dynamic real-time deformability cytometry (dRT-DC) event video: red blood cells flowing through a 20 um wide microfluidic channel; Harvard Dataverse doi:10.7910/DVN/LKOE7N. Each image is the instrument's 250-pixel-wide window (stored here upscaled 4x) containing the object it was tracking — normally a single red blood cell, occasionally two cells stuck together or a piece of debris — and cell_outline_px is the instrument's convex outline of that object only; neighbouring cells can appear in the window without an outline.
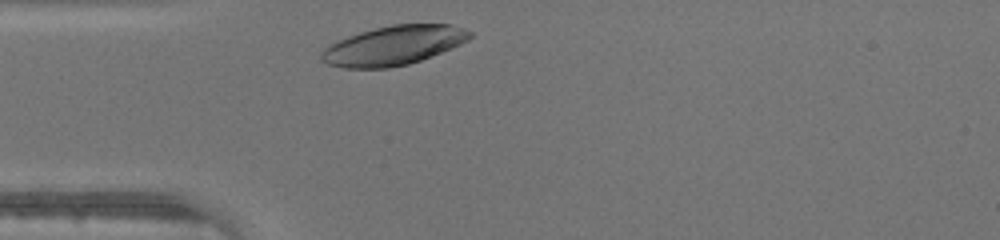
{"species": "human", "species_latin": "Homo sapiens", "temperature_condition": "warm", "stored_images_in_passage": 24, "camera_frame_rate_fps": 3000, "um_per_image_px": 0.085, "donor": {"sex": "male"}, "frame": {"image": 1, "passage_image": 1, "time_ms": 0.0, "image_size_px": [1000, 240], "cell_outline_px": [[472, 36], [468, 40], [460, 44], [420, 60], [408, 64], [388, 68], [344, 68], [328, 64], [320, 60], [320, 52], [324, 48], [336, 40], [360, 32], [392, 24], [452, 24], [464, 28], [472, 32]], "centroid_in_image_um": [33.42, 3.86], "position_along_channel_um": 51.6, "area_um2": 33.93}}
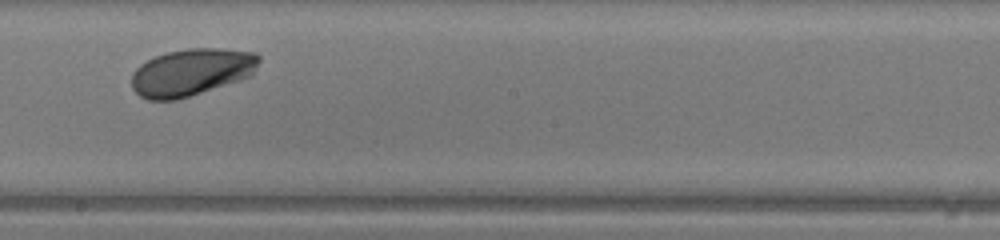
{"frame": {"image": 2, "passage_image": 14, "time_ms": 4.333, "image_size_px": [1000, 240], "cell_outline_px": [[260, 60], [252, 76], [240, 80], [176, 100], [148, 100], [140, 96], [132, 88], [132, 72], [140, 64], [156, 56], [168, 52], [188, 48], [220, 48], [256, 52], [260, 56]], "centroid_in_image_um": [16.29, 6.13], "position_along_channel_um": 231.9, "area_um2": 35.08}}
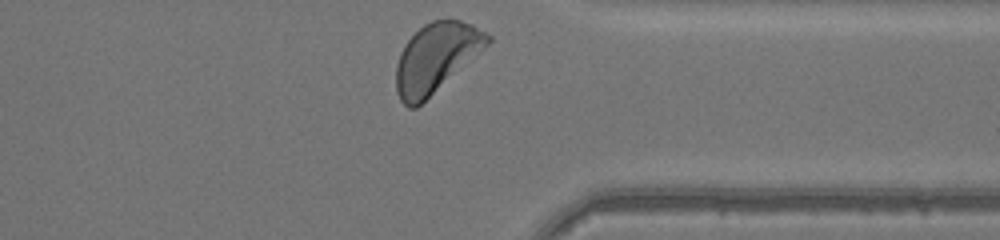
{"frame": {"image": 3, "passage_image": 24, "time_ms": 7.667, "image_size_px": [1000, 240], "cell_outline_px": [[492, 40], [488, 44], [416, 108], [408, 108], [400, 100], [396, 92], [396, 64], [400, 52], [404, 44], [424, 24], [432, 20], [460, 20], [472, 24], [492, 36]], "centroid_in_image_um": [37.02, 4.9], "position_along_channel_um": 374.4, "area_um2": 36.24}}